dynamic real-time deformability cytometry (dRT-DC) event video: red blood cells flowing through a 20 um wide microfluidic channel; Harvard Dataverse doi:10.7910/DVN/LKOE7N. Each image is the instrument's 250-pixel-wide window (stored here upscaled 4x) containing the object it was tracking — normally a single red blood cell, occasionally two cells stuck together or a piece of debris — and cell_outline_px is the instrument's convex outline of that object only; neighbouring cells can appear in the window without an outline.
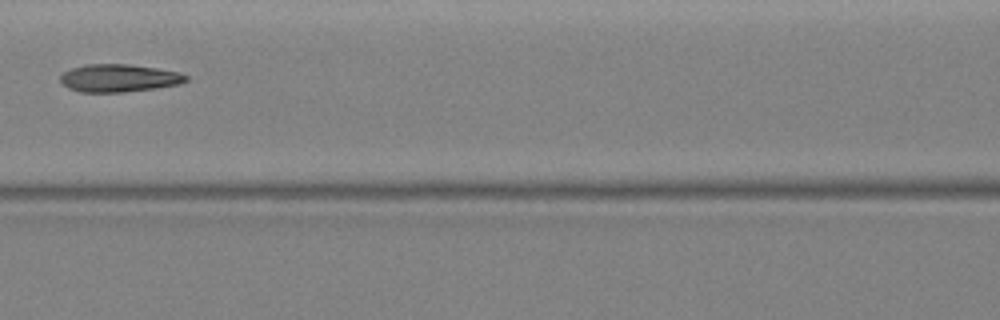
{"species": "Egyptian fruit bat (a non-hibernating species)", "species_latin": "Rousettus aegyptiacus", "temperature_condition": "warm", "stored_images_in_passage": 5, "camera_frame_rate_fps": 3000, "um_per_image_px": 0.085, "animal": {"sex": "female"}, "frame": {"image": 1, "passage_image": 5, "time_ms": 1.333, "image_size_px": [1000, 320], "cell_outline_px": [[188, 80], [176, 84], [152, 88], [124, 92], [80, 92], [68, 88], [60, 80], [60, 76], [64, 72], [72, 68], [84, 64], [128, 64], [156, 68], [180, 72], [188, 76]], "centroid_in_image_um": [10.08, 6.63], "position_along_channel_um": 156.5, "area_um2": 20.11}}